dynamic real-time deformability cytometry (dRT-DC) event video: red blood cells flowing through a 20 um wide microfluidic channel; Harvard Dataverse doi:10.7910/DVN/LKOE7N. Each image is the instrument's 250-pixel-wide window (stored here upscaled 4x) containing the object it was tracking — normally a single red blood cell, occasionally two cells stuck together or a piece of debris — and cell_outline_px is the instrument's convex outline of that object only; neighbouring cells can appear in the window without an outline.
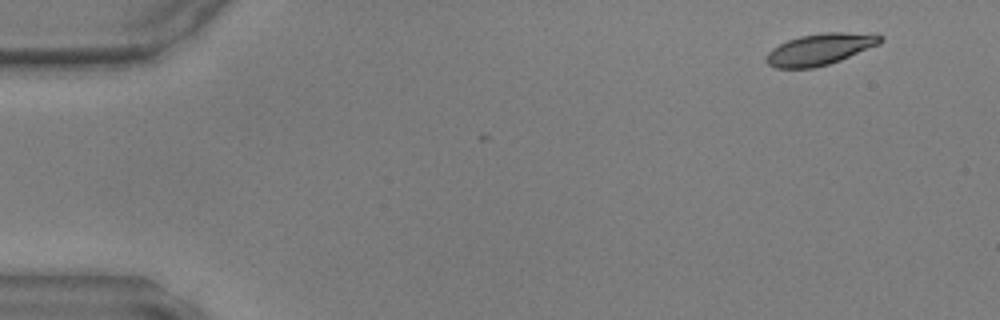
{"species": "common noctule bat (a hibernating species)", "species_latin": "Nyctalus noctula", "temperature_condition": "warm", "stored_images_in_passage": 45, "camera_frame_rate_fps": 3000, "um_per_image_px": 0.085, "animal": {"sex": "male", "body_mass_g": 17.9, "forearm_length_mm": 54.2}, "frame": {"image": 1, "passage_image": 1, "time_ms": 0.0, "image_size_px": [1000, 320], "cell_outline_px": [[884, 40], [880, 44], [840, 60], [828, 64], [812, 68], [776, 68], [768, 64], [764, 60], [768, 52], [772, 48], [788, 40], [800, 36], [828, 32], [876, 32], [884, 36]], "centroid_in_image_um": [69.76, 4.16], "position_along_channel_um": 15.2, "area_um2": 21.15}}
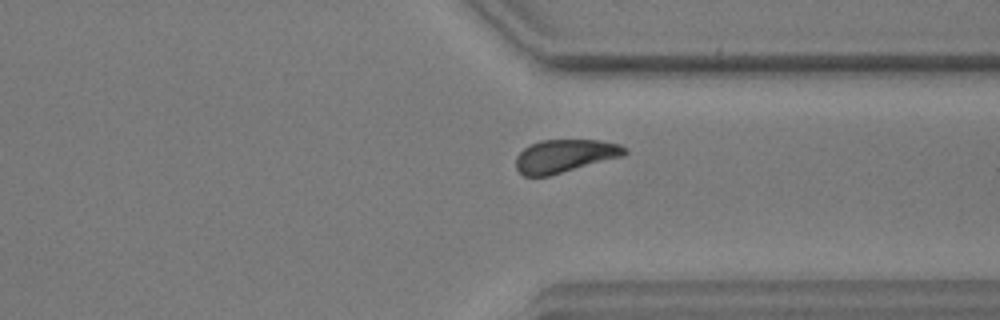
{"frame": {"image": 2, "passage_image": 34, "time_ms": 11.0, "image_size_px": [1000, 320], "cell_outline_px": [[628, 152], [624, 156], [548, 176], [524, 176], [516, 168], [516, 156], [524, 148], [540, 140], [600, 140], [620, 144], [628, 148]], "centroid_in_image_um": [48.04, 13.25], "position_along_channel_um": 363.4, "area_um2": 20.98}}
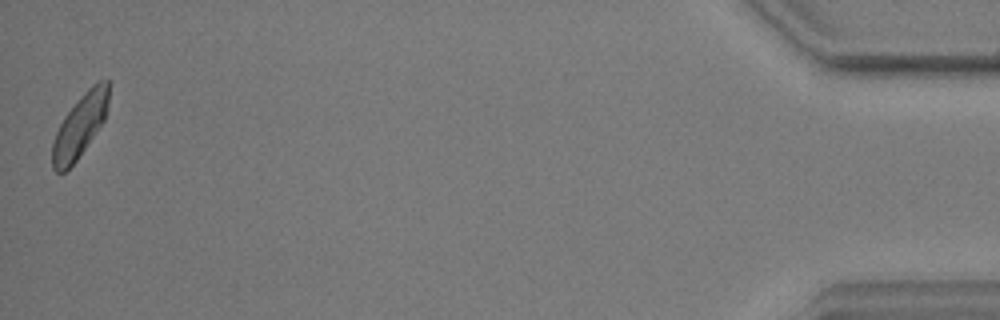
{"frame": {"image": 3, "passage_image": 45, "time_ms": 14.667, "image_size_px": [1000, 320], "cell_outline_px": [[108, 100], [104, 120], [76, 160], [64, 172], [56, 172], [52, 168], [52, 140], [64, 116], [80, 96], [92, 84], [100, 80], [108, 80]], "centroid_in_image_um": [6.76, 10.69], "position_along_channel_um": 428.4, "area_um2": 20.23}}